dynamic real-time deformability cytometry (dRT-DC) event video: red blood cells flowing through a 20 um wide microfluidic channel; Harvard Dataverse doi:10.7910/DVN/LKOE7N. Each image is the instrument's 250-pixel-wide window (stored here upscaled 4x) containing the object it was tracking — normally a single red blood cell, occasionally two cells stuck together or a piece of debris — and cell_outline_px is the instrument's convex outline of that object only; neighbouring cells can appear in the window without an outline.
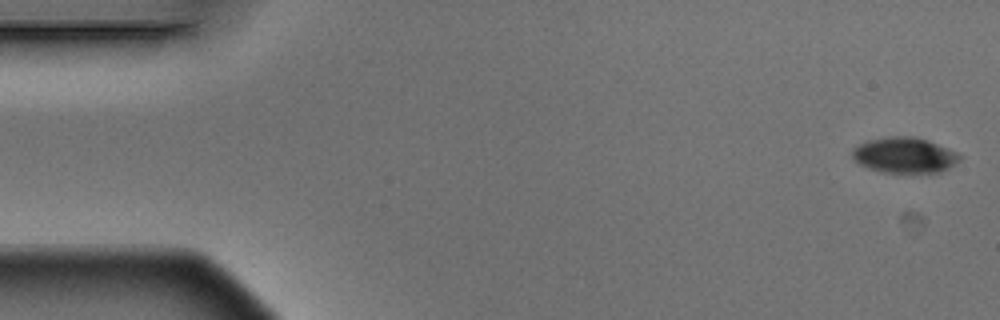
{"species": "Egyptian fruit bat (a non-hibernating species)", "species_latin": "Rousettus aegyptiacus", "temperature_condition": "warm", "stored_images_in_passage": 5, "camera_frame_rate_fps": 3000, "um_per_image_px": 0.085, "animal": {"sex": "male"}, "frame": {"image": 1, "passage_image": 1, "time_ms": 0.0, "image_size_px": [1000, 320], "cell_outline_px": [[964, 156], [960, 160], [948, 168], [940, 172], [884, 172], [868, 168], [860, 164], [852, 156], [852, 148], [868, 140], [892, 136], [916, 136], [928, 140], [948, 148]], "centroid_in_image_um": [76.91, 13.18], "position_along_channel_um": 8.1, "area_um2": 22.2}}